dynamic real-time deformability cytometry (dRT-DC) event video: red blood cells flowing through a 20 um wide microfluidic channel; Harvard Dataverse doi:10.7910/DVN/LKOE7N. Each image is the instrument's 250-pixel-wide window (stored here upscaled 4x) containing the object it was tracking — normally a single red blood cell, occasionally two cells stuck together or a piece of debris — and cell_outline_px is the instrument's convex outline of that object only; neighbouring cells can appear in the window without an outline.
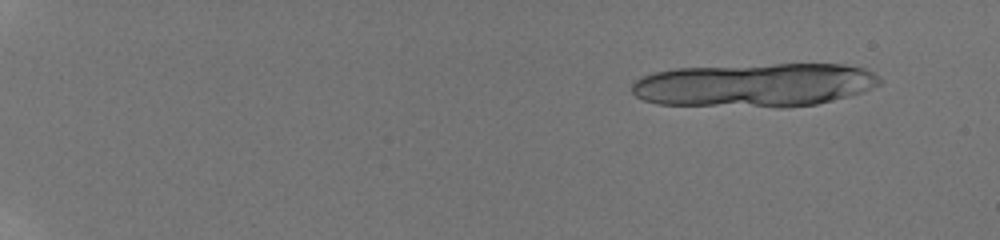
{"species": "human", "species_latin": "Homo sapiens", "temperature_condition": "room temperature", "stored_images_in_passage": 12, "camera_frame_rate_fps": 3000, "um_per_image_px": 0.085, "donor": {"sex": "male"}, "frame": {"image": 1, "passage_image": 4, "time_ms": 1.333, "image_size_px": [1000, 240], "cell_outline_px": [[884, 80], [880, 84], [860, 92], [848, 96], [816, 104], [788, 108], [776, 108], [656, 104], [644, 100], [636, 96], [632, 92], [632, 84], [640, 76], [652, 72], [676, 68], [772, 64], [844, 64], [864, 68], [872, 72]], "centroid_in_image_um": [64.13, 7.23], "position_along_channel_um": 20.9, "area_um2": 63.87}}
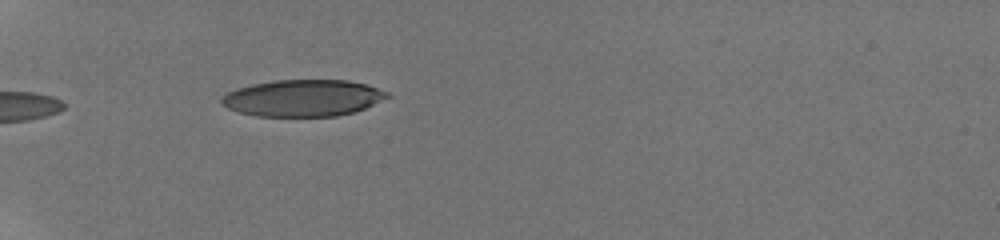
{"frame": {"image": 2, "passage_image": 11, "time_ms": 6.667, "image_size_px": [1000, 240], "cell_outline_px": [[392, 96], [356, 112], [336, 116], [256, 116], [240, 112], [228, 108], [220, 104], [220, 96], [236, 88], [252, 84], [272, 80], [348, 80], [364, 84], [388, 92]], "centroid_in_image_um": [25.73, 8.33], "position_along_channel_um": 59.3, "area_um2": 35.6}}